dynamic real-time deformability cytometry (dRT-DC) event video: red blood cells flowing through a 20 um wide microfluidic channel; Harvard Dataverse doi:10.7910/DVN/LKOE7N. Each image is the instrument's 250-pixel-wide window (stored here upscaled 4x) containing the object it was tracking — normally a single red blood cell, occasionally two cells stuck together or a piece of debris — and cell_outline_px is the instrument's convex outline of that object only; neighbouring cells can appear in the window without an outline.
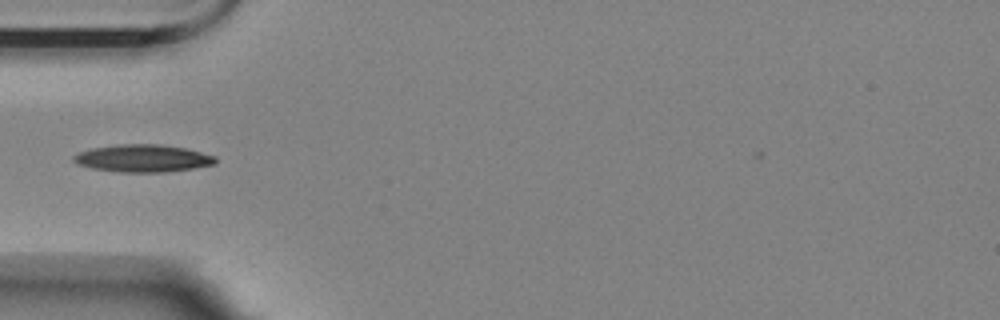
{"species": "Egyptian fruit bat (a non-hibernating species)", "species_latin": "Rousettus aegyptiacus", "temperature_condition": "room temperature", "stored_images_in_passage": 4, "camera_frame_rate_fps": 3000, "um_per_image_px": 0.085, "animal": {"sex": "female"}, "frame": {"image": 1, "passage_image": 1, "time_ms": 0.0, "image_size_px": [1000, 320], "cell_outline_px": [[216, 164], [168, 172], [120, 172], [92, 168], [76, 164], [72, 160], [72, 156], [80, 152], [92, 148], [120, 144], [160, 144], [184, 148], [216, 156]], "centroid_in_image_um": [12.13, 13.46], "position_along_channel_um": 72.9, "area_um2": 22.66}}
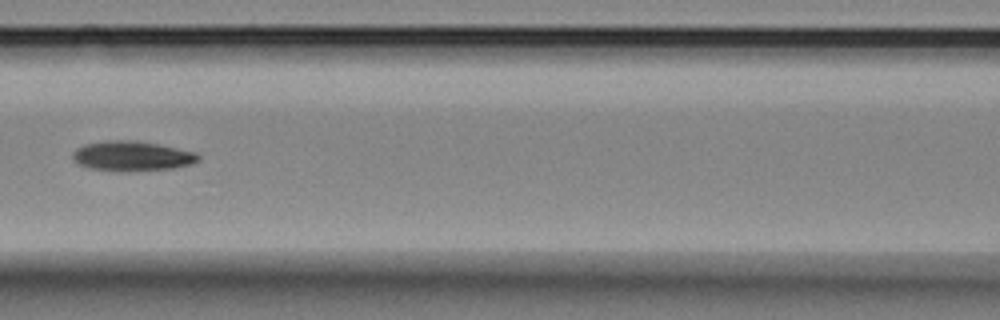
{"frame": {"image": 2, "passage_image": 3, "time_ms": 2.333, "image_size_px": [1000, 320], "cell_outline_px": [[200, 160], [192, 164], [172, 168], [124, 172], [92, 168], [80, 164], [72, 156], [72, 152], [84, 144], [112, 140], [136, 140], [196, 152], [200, 156]], "centroid_in_image_um": [11.26, 13.26], "position_along_channel_um": 155.3, "area_um2": 21.68}}
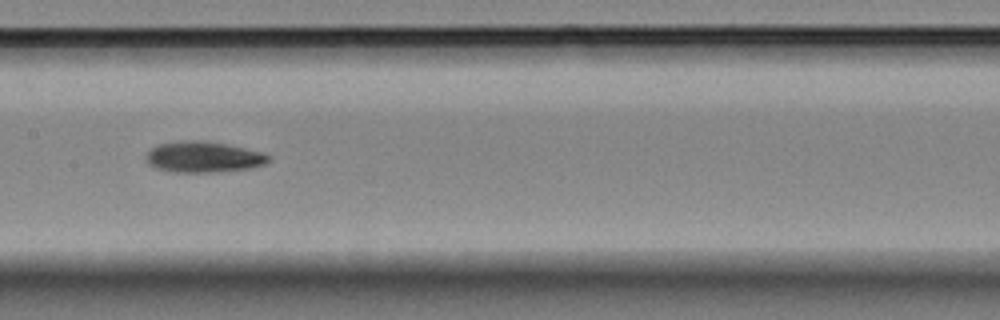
{"frame": {"image": 3, "passage_image": 4, "time_ms": 3.333, "image_size_px": [1000, 320], "cell_outline_px": [[272, 160], [264, 164], [248, 168], [212, 172], [176, 172], [156, 168], [148, 164], [144, 160], [144, 156], [152, 148], [160, 144], [180, 140], [196, 140], [224, 144], [244, 148], [260, 152], [272, 156]], "centroid_in_image_um": [17.26, 13.34], "position_along_channel_um": 190.1, "area_um2": 21.91}}